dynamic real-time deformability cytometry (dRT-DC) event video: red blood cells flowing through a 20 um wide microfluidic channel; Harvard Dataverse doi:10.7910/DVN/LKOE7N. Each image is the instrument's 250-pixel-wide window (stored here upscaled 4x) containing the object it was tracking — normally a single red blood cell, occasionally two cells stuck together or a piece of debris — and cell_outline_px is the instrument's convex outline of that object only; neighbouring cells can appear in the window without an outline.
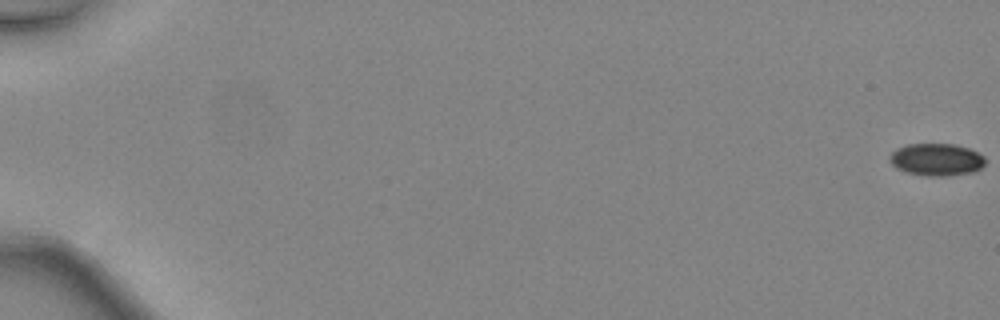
{"species": "common noctule bat (a hibernating species)", "species_latin": "Nyctalus noctula", "temperature_condition": "warm", "stored_images_in_passage": 11, "camera_frame_rate_fps": 3000, "um_per_image_px": 0.085, "animal": {"sex": "female", "body_mass_g": 24.6, "forearm_length_mm": 56.2}, "frame": {"image": 1, "passage_image": 1, "time_ms": 0.0, "image_size_px": [1000, 320], "cell_outline_px": [[984, 164], [980, 168], [972, 172], [948, 176], [928, 176], [908, 172], [896, 168], [888, 160], [888, 156], [896, 148], [908, 144], [956, 144], [968, 148], [984, 156]], "centroid_in_image_um": [79.57, 13.56], "position_along_channel_um": 5.4, "area_um2": 17.98}}